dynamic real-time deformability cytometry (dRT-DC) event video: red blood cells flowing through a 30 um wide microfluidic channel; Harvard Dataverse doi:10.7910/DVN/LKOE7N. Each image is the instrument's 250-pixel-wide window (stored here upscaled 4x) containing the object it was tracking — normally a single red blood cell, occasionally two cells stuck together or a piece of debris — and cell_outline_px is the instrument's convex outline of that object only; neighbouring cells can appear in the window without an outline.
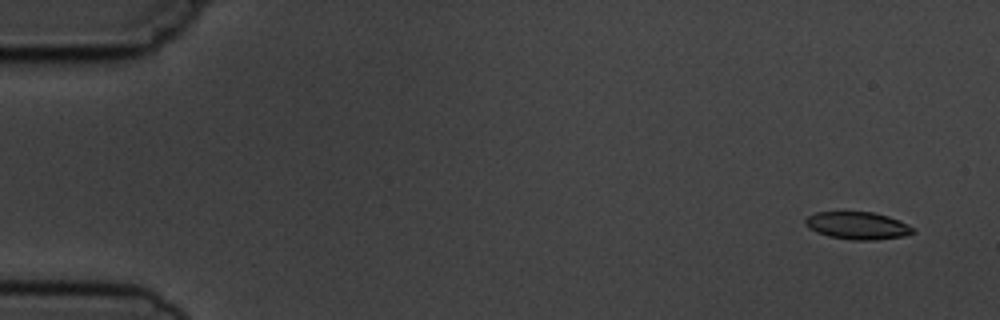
{"species": "common noctule bat (a hibernating species)", "species_latin": "Nyctalus noctula", "temperature_condition": "cold", "stored_images_in_passage": 4, "camera_frame_rate_fps": 3000, "um_per_image_px": 0.085, "animal": {"sex": "male", "body_mass_g": 19.5, "forearm_length_mm": 54.6}, "frame": {"image": 1, "passage_image": 1, "time_ms": 0.0, "image_size_px": [1000, 320], "cell_outline_px": [[916, 232], [904, 236], [876, 240], [852, 240], [828, 236], [816, 232], [808, 228], [804, 224], [804, 220], [808, 216], [816, 212], [872, 212], [888, 216], [908, 224], [916, 228]], "centroid_in_image_um": [72.9, 19.18], "position_along_channel_um": 12.1, "area_um2": 17.4}}
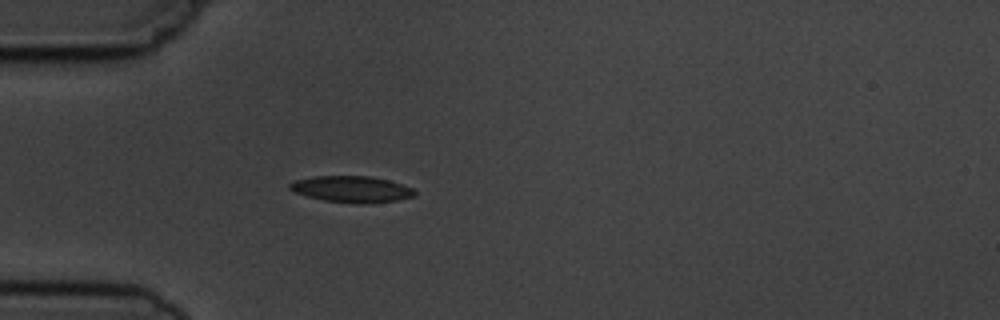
{"frame": {"image": 2, "passage_image": 4, "time_ms": 4.333, "image_size_px": [1000, 320], "cell_outline_px": [[416, 196], [396, 200], [364, 204], [356, 204], [324, 200], [308, 196], [296, 192], [288, 188], [288, 184], [296, 180], [316, 176], [372, 176], [388, 180], [412, 188], [416, 192]], "centroid_in_image_um": [29.9, 16.08], "position_along_channel_um": 55.1, "area_um2": 19.07}}